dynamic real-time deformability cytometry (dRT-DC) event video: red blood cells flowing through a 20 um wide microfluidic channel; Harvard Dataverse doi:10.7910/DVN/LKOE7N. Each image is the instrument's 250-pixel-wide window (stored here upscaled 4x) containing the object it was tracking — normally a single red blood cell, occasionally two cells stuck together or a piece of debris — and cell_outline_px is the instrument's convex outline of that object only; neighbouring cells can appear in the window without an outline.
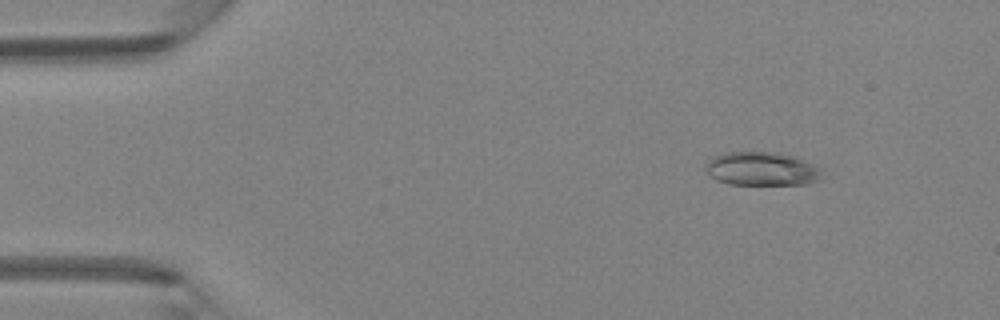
{"species": "Egyptian fruit bat (a non-hibernating species)", "species_latin": "Rousettus aegyptiacus", "temperature_condition": "room temperature", "stored_images_in_passage": 5, "camera_frame_rate_fps": 3000, "um_per_image_px": 0.085, "animal": {"sex": "female"}, "frame": {"image": 1, "passage_image": 2, "time_ms": 1.333, "image_size_px": [1000, 320], "cell_outline_px": [[832, 176], [808, 184], [728, 184], [716, 180], [708, 176], [704, 168], [708, 160], [724, 152], [780, 152], [796, 156], [820, 168]], "centroid_in_image_um": [64.84, 14.36], "position_along_channel_um": 20.2, "area_um2": 23.52}}
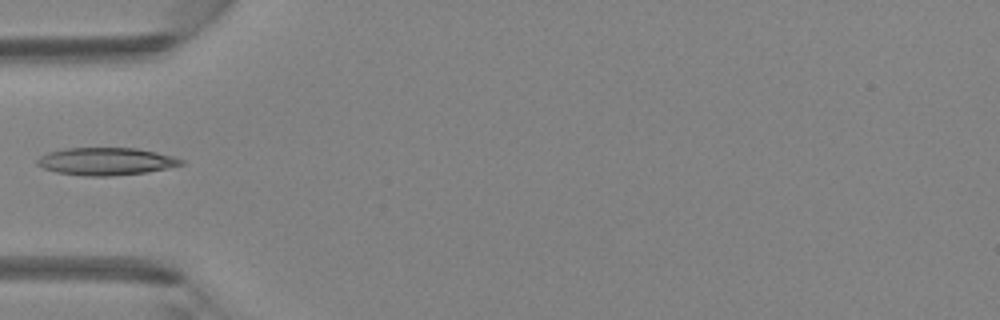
{"frame": {"image": 2, "passage_image": 5, "time_ms": 4.667, "image_size_px": [1000, 320], "cell_outline_px": [[184, 164], [168, 168], [148, 172], [108, 176], [84, 176], [56, 172], [44, 168], [36, 164], [36, 160], [40, 156], [48, 152], [64, 148], [136, 148], [156, 152], [172, 156], [184, 160]], "centroid_in_image_um": [9.0, 13.72], "position_along_channel_um": 76.0, "area_um2": 23.12}}